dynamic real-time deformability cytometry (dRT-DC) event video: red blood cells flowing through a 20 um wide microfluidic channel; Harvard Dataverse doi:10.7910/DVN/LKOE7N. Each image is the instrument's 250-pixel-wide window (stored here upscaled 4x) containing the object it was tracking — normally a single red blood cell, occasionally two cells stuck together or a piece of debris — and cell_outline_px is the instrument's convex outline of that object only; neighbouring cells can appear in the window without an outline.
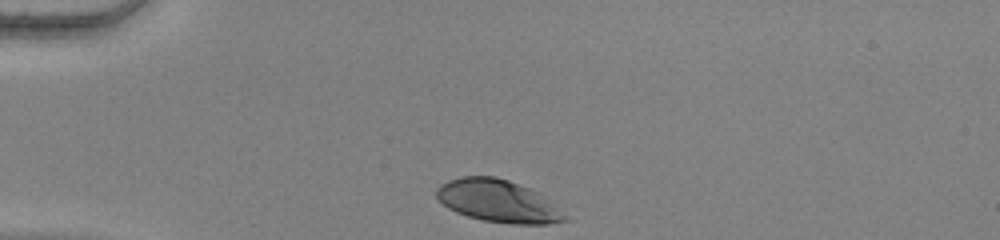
{"species": "human", "species_latin": "Homo sapiens", "temperature_condition": "warm", "stored_images_in_passage": 32, "camera_frame_rate_fps": 3000, "um_per_image_px": 0.085, "donor": {"sex": "female"}, "frame": {"image": 1, "passage_image": 1, "time_ms": 0.0, "image_size_px": [1000, 240], "cell_outline_px": [[568, 220], [548, 224], [512, 224], [484, 220], [468, 216], [456, 212], [448, 208], [436, 196], [436, 188], [440, 184], [448, 180], [460, 176], [496, 176], [508, 180], [528, 188], [536, 192], [568, 216]], "centroid_in_image_um": [42.29, 17.09], "position_along_channel_um": 42.7, "area_um2": 31.39}}
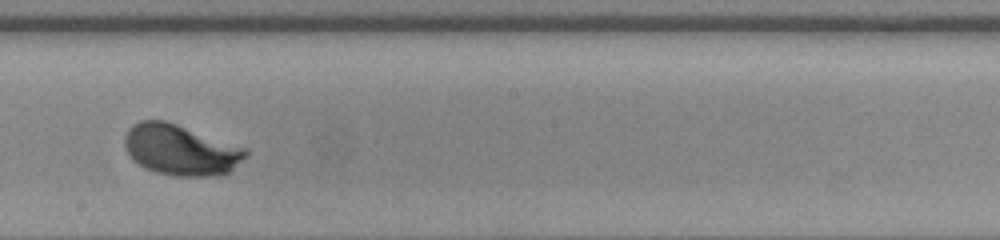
{"frame": {"image": 2, "passage_image": 19, "time_ms": 6.0, "image_size_px": [1000, 240], "cell_outline_px": [[248, 156], [228, 172], [208, 176], [176, 176], [156, 172], [144, 168], [132, 160], [124, 148], [124, 136], [128, 128], [132, 124], [140, 120], [164, 120], [248, 148]], "centroid_in_image_um": [15.32, 12.73], "position_along_channel_um": 232.9, "area_um2": 35.89}}
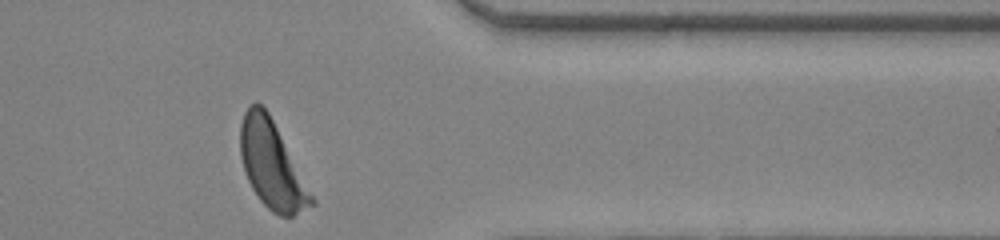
{"frame": {"image": 3, "passage_image": 32, "time_ms": 10.333, "image_size_px": [1000, 240], "cell_outline_px": [[316, 204], [292, 216], [280, 216], [272, 212], [260, 200], [252, 188], [248, 180], [240, 156], [240, 124], [244, 112], [256, 100], [268, 112], [316, 200]], "centroid_in_image_um": [23.1, 14.03], "position_along_channel_um": 388.3, "area_um2": 35.72}, "authors_computed_cell_mechanics": {"area_um2": 34.7956, "velocity_mm_per_s": 3.8139, "shape_relaxation_time_tau1_ms": 2.1763, "shape_relaxation_time_tau2_ms": null, "deformation_change_tau1": 0.1833, "deformation_change_tau2": null}}